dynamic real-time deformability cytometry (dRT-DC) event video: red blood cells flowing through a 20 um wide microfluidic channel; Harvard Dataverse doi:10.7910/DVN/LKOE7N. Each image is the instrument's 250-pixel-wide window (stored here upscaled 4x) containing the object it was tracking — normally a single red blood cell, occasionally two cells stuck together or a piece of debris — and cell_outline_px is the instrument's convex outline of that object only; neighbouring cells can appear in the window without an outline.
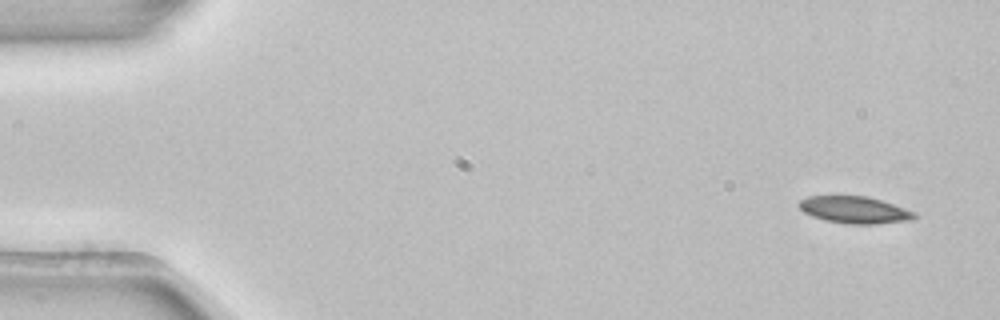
{"species": "common noctule bat (a hibernating species)", "species_latin": "Nyctalus noctula", "temperature_condition": "room temperature", "stored_images_in_passage": 3, "camera_frame_rate_fps": 3000, "um_per_image_px": 0.085, "animal": {"sex": "female", "body_mass_g": 22.7, "forearm_length_mm": 54.2}, "frame": {"image": 1, "passage_image": 1, "time_ms": 0.0, "image_size_px": [1000, 320], "cell_outline_px": [[920, 216], [912, 220], [876, 224], [844, 224], [824, 220], [812, 216], [804, 212], [796, 204], [800, 200], [808, 196], [868, 196], [916, 212]], "centroid_in_image_um": [72.65, 17.85], "position_along_channel_um": 12.4, "area_um2": 18.32}}
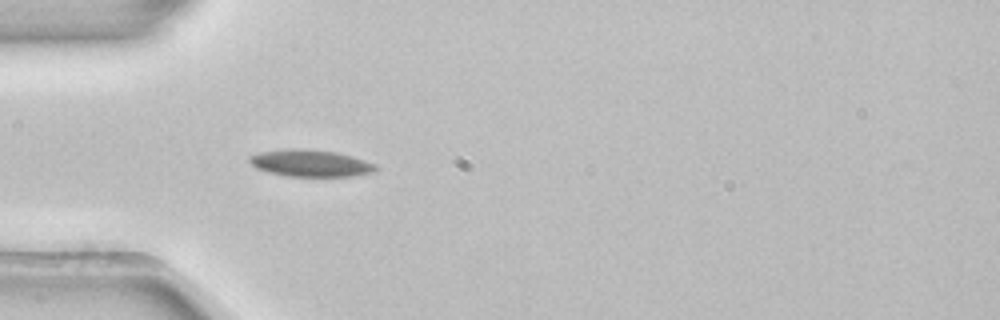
{"frame": {"image": 2, "passage_image": 3, "time_ms": 0.667, "image_size_px": [1000, 320], "cell_outline_px": [[380, 168], [372, 172], [352, 176], [288, 176], [268, 172], [256, 168], [248, 160], [248, 156], [260, 152], [288, 148], [308, 148], [336, 152], [352, 156], [376, 164]], "centroid_in_image_um": [26.39, 13.86], "position_along_channel_um": 58.6, "area_um2": 19.94}}